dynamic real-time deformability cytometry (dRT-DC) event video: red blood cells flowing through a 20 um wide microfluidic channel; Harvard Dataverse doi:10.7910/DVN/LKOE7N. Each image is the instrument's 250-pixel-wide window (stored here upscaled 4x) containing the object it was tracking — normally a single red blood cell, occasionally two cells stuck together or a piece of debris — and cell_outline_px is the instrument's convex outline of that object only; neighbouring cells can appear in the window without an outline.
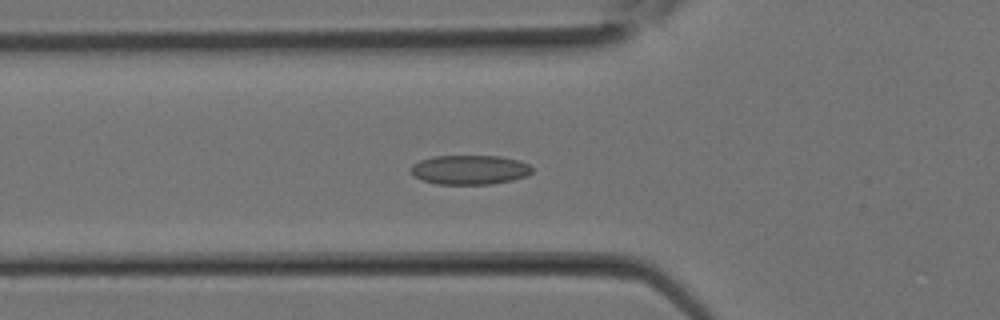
{"species": "Egyptian fruit bat (a non-hibernating species)", "species_latin": "Rousettus aegyptiacus", "temperature_condition": "room temperature", "stored_images_in_passage": 19, "camera_frame_rate_fps": 3000, "um_per_image_px": 0.085, "animal": {"sex": "female"}, "frame": {"image": 1, "passage_image": 10, "time_ms": 3.0, "image_size_px": [1000, 320], "cell_outline_px": [[532, 172], [528, 176], [512, 180], [492, 184], [436, 184], [420, 180], [412, 176], [412, 164], [420, 160], [432, 156], [500, 156], [516, 160], [528, 164], [532, 168]], "centroid_in_image_um": [39.9, 14.44], "position_along_channel_um": 85.9, "area_um2": 20.87}}
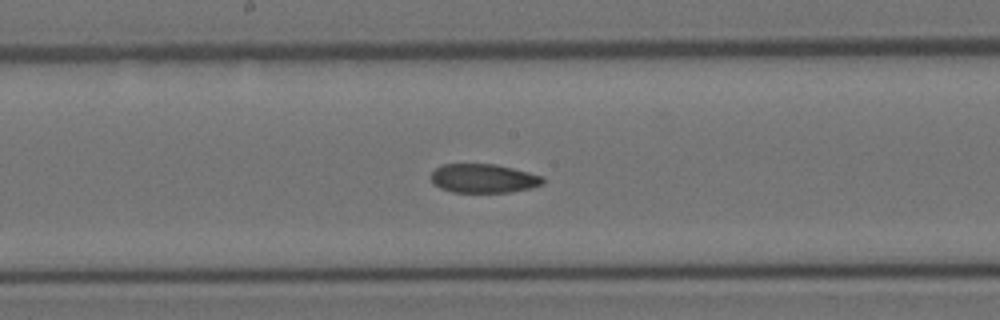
{"frame": {"image": 2, "passage_image": 15, "time_ms": 4.667, "image_size_px": [1000, 320], "cell_outline_px": [[544, 184], [532, 188], [508, 192], [452, 192], [440, 188], [432, 184], [432, 172], [440, 164], [496, 164], [544, 176]], "centroid_in_image_um": [41.1, 15.16], "position_along_channel_um": 207.1, "area_um2": 18.96}}
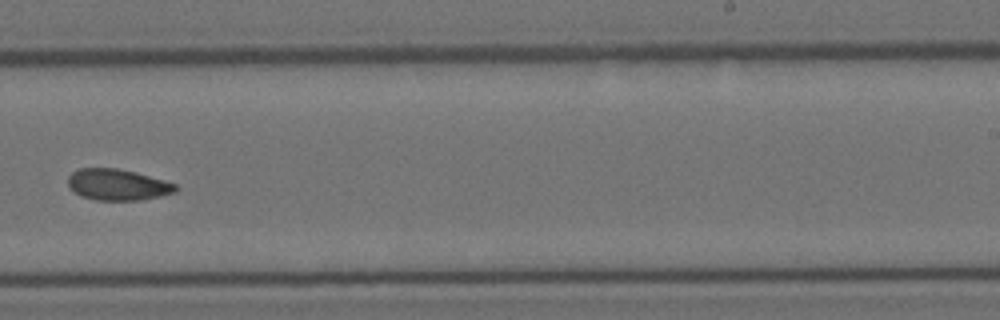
{"frame": {"image": 3, "passage_image": 18, "time_ms": 5.667, "image_size_px": [1000, 320], "cell_outline_px": [[176, 192], [160, 196], [140, 200], [96, 200], [80, 196], [68, 184], [68, 176], [72, 172], [80, 168], [116, 168], [136, 172], [176, 184]], "centroid_in_image_um": [9.99, 15.7], "position_along_channel_um": 279.0, "area_um2": 19.42}}